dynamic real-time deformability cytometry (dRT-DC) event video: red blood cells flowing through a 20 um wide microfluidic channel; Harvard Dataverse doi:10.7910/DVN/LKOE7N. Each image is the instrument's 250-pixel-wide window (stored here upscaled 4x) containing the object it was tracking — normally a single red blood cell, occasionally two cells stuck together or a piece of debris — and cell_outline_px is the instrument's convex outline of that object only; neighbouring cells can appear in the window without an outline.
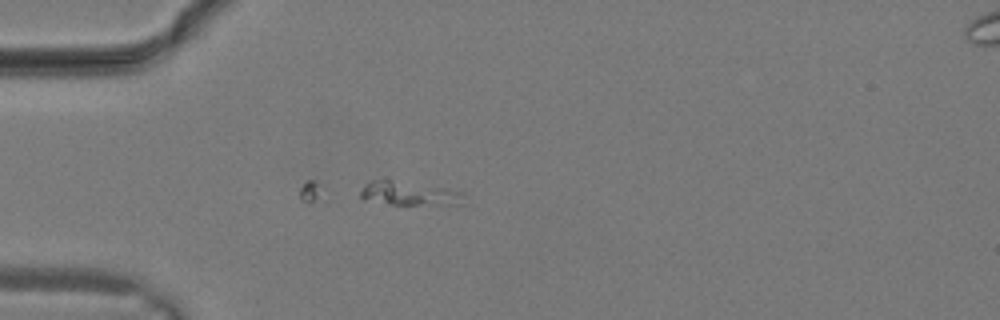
{"species": "common noctule bat (a hibernating species)", "species_latin": "Nyctalus noctula", "temperature_condition": "warm", "stored_images_in_passage": 3, "camera_frame_rate_fps": 3000, "um_per_image_px": 0.085, "animal": {"sex": "male", "body_mass_g": 19.2, "forearm_length_mm": 51.8}, "frame": {"image": 1, "passage_image": 2, "time_ms": 0.333, "image_size_px": [1000, 320], "cell_outline_px": [[468, 204], [388, 204], [360, 196], [360, 192], [372, 180], [388, 180], [448, 188], [464, 192]], "centroid_in_image_um": [34.96, 16.45], "position_along_channel_um": 50.0, "area_um2": 13.99}}